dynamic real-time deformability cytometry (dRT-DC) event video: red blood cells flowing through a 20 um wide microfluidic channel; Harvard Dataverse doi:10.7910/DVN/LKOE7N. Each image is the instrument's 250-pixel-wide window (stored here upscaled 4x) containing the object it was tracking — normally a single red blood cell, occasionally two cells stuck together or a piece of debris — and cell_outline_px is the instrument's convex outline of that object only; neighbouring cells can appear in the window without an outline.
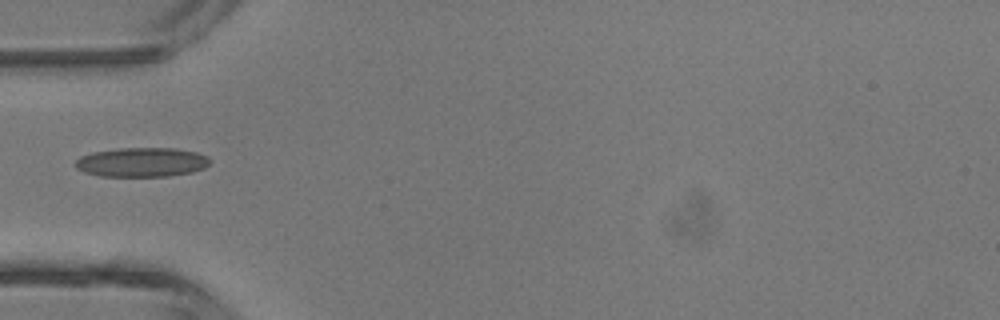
{"species": "common noctule bat (a hibernating species)", "species_latin": "Nyctalus noctula", "temperature_condition": "room temperature", "stored_images_in_passage": 5, "camera_frame_rate_fps": 3000, "um_per_image_px": 0.085, "animal": {"sex": "male", "body_mass_g": 13.3}, "frame": {"image": 1, "passage_image": 5, "time_ms": 4.667, "image_size_px": [1000, 320], "cell_outline_px": [[212, 160], [204, 168], [192, 172], [168, 176], [100, 176], [84, 172], [76, 168], [72, 164], [80, 156], [92, 152], [120, 148], [176, 148], [196, 152], [208, 156]], "centroid_in_image_um": [12.04, 13.78], "position_along_channel_um": 73.0, "area_um2": 23.18}}